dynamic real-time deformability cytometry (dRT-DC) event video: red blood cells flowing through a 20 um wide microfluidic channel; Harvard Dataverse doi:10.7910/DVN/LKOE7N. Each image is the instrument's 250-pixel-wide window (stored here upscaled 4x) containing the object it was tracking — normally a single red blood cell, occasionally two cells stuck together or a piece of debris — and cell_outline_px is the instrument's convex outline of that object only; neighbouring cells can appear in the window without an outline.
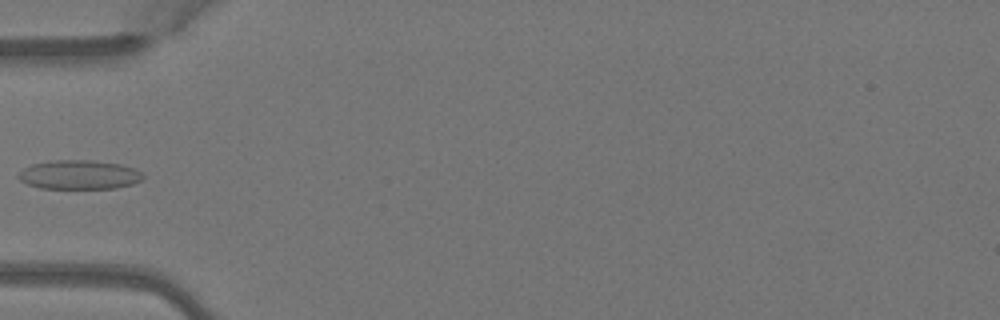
{"species": "Egyptian fruit bat (a non-hibernating species)", "species_latin": "Rousettus aegyptiacus", "temperature_condition": "warm", "stored_images_in_passage": 3, "camera_frame_rate_fps": 3000, "um_per_image_px": 0.085, "animal": {"sex": "female"}, "frame": {"image": 1, "passage_image": 3, "time_ms": 0.667, "image_size_px": [1000, 320], "cell_outline_px": [[144, 180], [132, 184], [116, 188], [40, 188], [28, 184], [20, 180], [16, 176], [24, 168], [32, 164], [56, 160], [92, 160], [120, 164], [136, 168], [144, 176]], "centroid_in_image_um": [6.76, 14.85], "position_along_channel_um": 78.2, "area_um2": 21.15}}